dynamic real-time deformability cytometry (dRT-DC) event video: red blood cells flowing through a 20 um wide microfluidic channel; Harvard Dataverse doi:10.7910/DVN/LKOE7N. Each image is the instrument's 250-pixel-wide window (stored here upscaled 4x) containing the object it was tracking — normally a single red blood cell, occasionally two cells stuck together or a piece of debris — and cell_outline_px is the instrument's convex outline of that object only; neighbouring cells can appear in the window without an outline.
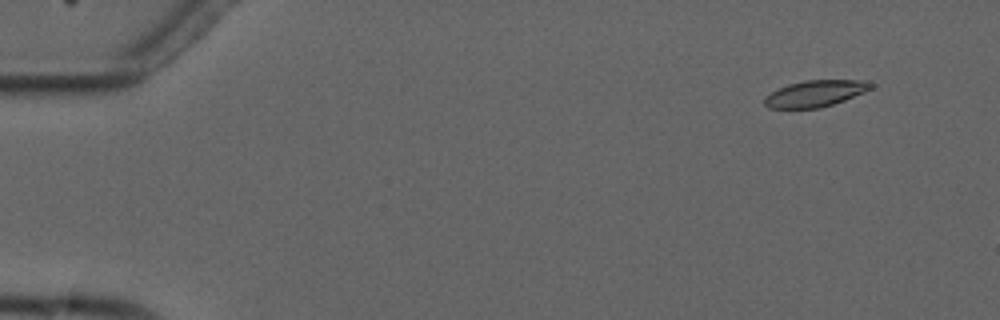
{"species": "common noctule bat (a hibernating species)", "species_latin": "Nyctalus noctula", "temperature_condition": "cold", "stored_images_in_passage": 4, "camera_frame_rate_fps": 3000, "um_per_image_px": 0.085, "animal": {"sex": "male", "forearm_length_mm": 52.5}, "frame": {"image": 1, "passage_image": 2, "time_ms": 1.0, "image_size_px": [1000, 320], "cell_outline_px": [[876, 84], [872, 88], [864, 92], [844, 100], [820, 108], [768, 108], [764, 104], [764, 96], [788, 84], [804, 80], [868, 80]], "centroid_in_image_um": [69.32, 7.94], "position_along_channel_um": 15.7, "area_um2": 16.42}}